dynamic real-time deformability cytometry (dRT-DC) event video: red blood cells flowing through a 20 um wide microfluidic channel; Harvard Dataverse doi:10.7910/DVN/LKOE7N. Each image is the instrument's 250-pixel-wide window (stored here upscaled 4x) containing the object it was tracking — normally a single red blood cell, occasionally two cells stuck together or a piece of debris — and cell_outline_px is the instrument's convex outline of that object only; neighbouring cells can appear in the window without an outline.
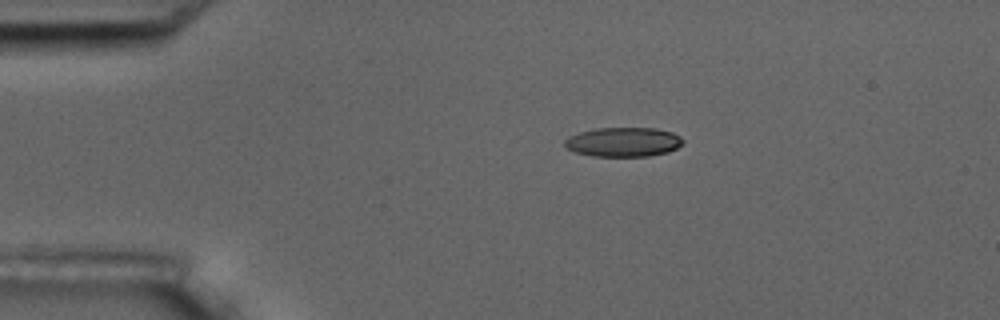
{"species": "common noctule bat (a hibernating species)", "species_latin": "Nyctalus noctula", "temperature_condition": "room temperature", "stored_images_in_passage": 13, "camera_frame_rate_fps": 3000, "um_per_image_px": 0.085, "animal": {"sex": "male", "body_mass_g": 17.5, "forearm_length_mm": 52.3}, "frame": {"image": 1, "passage_image": 3, "time_ms": 2.333, "image_size_px": [1000, 320], "cell_outline_px": [[684, 144], [668, 152], [648, 156], [592, 156], [576, 152], [564, 148], [564, 140], [568, 136], [580, 132], [596, 128], [656, 128], [672, 132], [680, 136], [684, 140]], "centroid_in_image_um": [52.98, 12.07], "position_along_channel_um": 32.0, "area_um2": 20.4}}
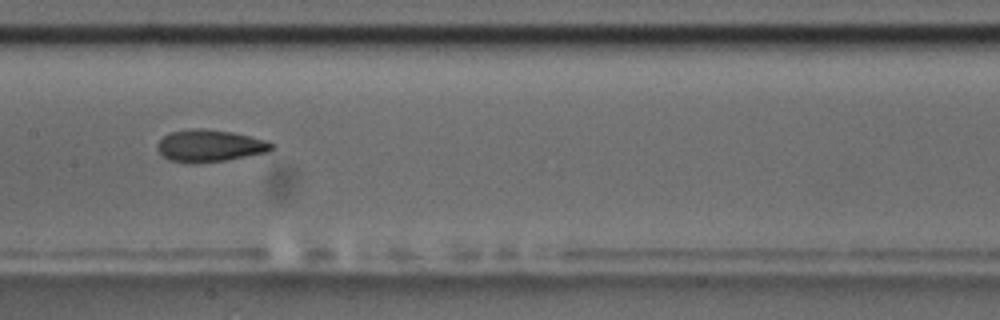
{"frame": {"image": 2, "passage_image": 8, "time_ms": 8.0, "image_size_px": [1000, 320], "cell_outline_px": [[272, 148], [268, 152], [224, 160], [196, 164], [188, 164], [168, 160], [156, 148], [156, 144], [164, 136], [172, 132], [196, 128], [200, 128], [232, 132], [264, 140], [272, 144]], "centroid_in_image_um": [17.77, 12.41], "position_along_channel_um": 189.6, "area_um2": 21.15}}
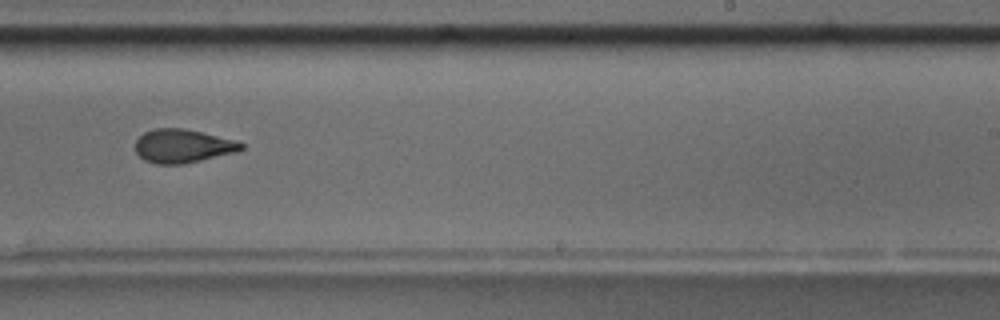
{"frame": {"image": 3, "passage_image": 10, "time_ms": 10.333, "image_size_px": [1000, 320], "cell_outline_px": [[244, 148], [236, 152], [184, 164], [156, 164], [144, 160], [136, 152], [136, 140], [144, 132], [152, 128], [184, 128], [236, 140], [244, 144]], "centroid_in_image_um": [15.53, 12.41], "position_along_channel_um": 273.5, "area_um2": 20.75}, "authors_computed_cell_mechanics": {"area_um2": 21.1548, "velocity_mm_per_s": 3.6114, "shape_relaxation_time_tau1_ms": 5.5049, "shape_relaxation_time_tau2_ms": 3.5356, "deformation_change_tau1": 0.1635, "deformation_change_tau2": 0.0873}}